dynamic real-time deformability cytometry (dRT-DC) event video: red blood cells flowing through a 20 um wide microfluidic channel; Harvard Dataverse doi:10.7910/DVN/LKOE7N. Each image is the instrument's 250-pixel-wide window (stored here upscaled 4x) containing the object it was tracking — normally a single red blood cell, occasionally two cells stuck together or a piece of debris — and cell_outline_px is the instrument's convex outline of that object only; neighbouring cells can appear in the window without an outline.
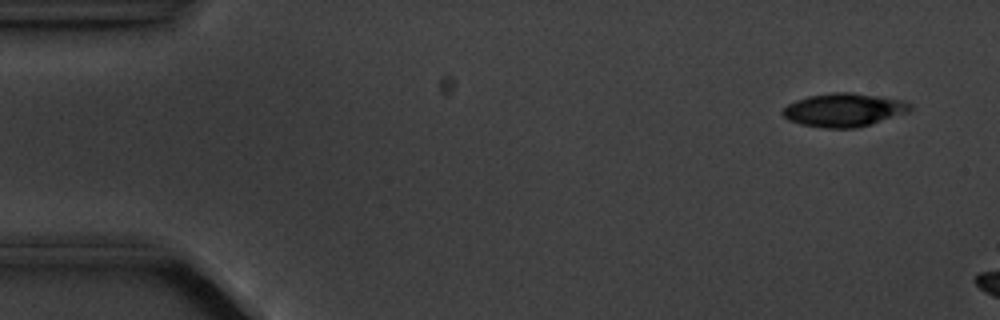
{"species": "common noctule bat (a hibernating species)", "species_latin": "Nyctalus noctula", "temperature_condition": "cold", "stored_images_in_passage": 4, "camera_frame_rate_fps": 3000, "um_per_image_px": 0.085, "animal": {"sex": "male", "body_mass_g": 20.1, "forearm_length_mm": 53.5}, "frame": {"image": 1, "passage_image": 2, "time_ms": 1.0, "image_size_px": [1000, 320], "cell_outline_px": [[912, 108], [908, 112], [856, 128], [824, 128], [800, 124], [788, 120], [780, 112], [788, 104], [796, 100], [808, 96], [832, 92], [852, 92], [880, 96], [904, 100], [912, 104]], "centroid_in_image_um": [71.72, 9.33], "position_along_channel_um": 13.3, "area_um2": 24.85}}